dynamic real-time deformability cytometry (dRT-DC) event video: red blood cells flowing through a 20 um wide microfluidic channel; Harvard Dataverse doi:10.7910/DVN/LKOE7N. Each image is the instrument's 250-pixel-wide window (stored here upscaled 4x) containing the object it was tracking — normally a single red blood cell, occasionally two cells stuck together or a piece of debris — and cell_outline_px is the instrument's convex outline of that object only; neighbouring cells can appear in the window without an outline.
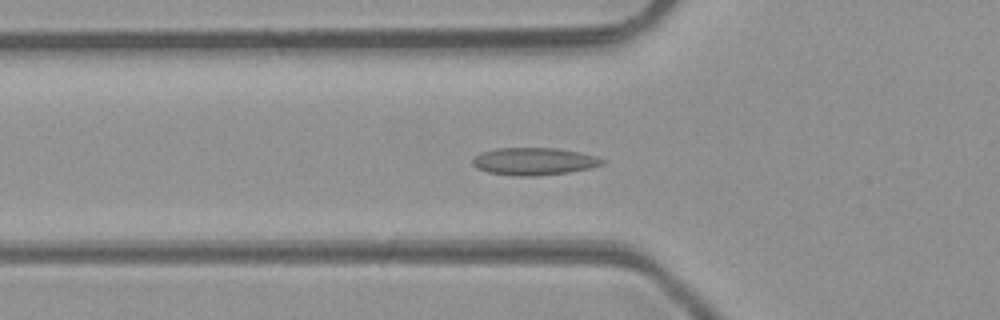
{"species": "common noctule bat (a hibernating species)", "species_latin": "Nyctalus noctula", "temperature_condition": "room temperature", "stored_images_in_passage": 47, "camera_frame_rate_fps": 3000, "um_per_image_px": 0.085, "animal": {"sex": "male", "body_mass_g": 23.1, "forearm_length_mm": 52.7}, "frame": {"image": 1, "passage_image": 15, "time_ms": 4.667, "image_size_px": [1000, 320], "cell_outline_px": [[604, 164], [592, 168], [568, 172], [536, 176], [520, 176], [488, 172], [476, 168], [472, 164], [472, 160], [480, 152], [496, 148], [556, 148], [580, 152], [596, 156], [604, 160]], "centroid_in_image_um": [45.39, 13.71], "position_along_channel_um": 80.4, "area_um2": 20.75}}
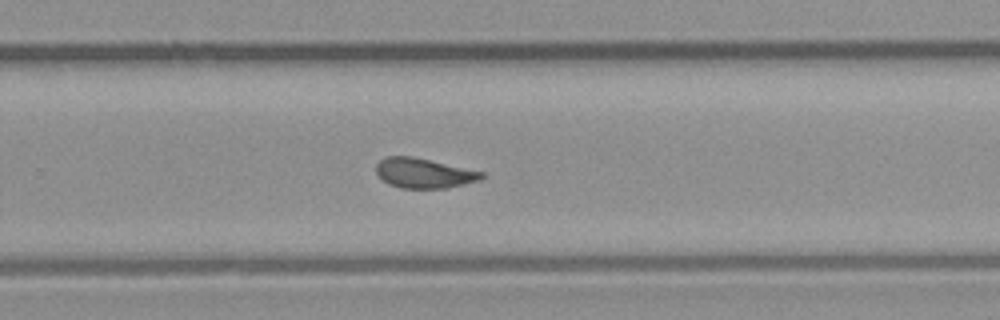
{"frame": {"image": 2, "passage_image": 30, "time_ms": 9.667, "image_size_px": [1000, 320], "cell_outline_px": [[484, 176], [480, 180], [444, 188], [400, 188], [388, 184], [376, 172], [376, 164], [380, 160], [388, 156], [412, 156], [484, 172]], "centroid_in_image_um": [36.01, 14.71], "position_along_channel_um": 293.8, "area_um2": 18.15}}
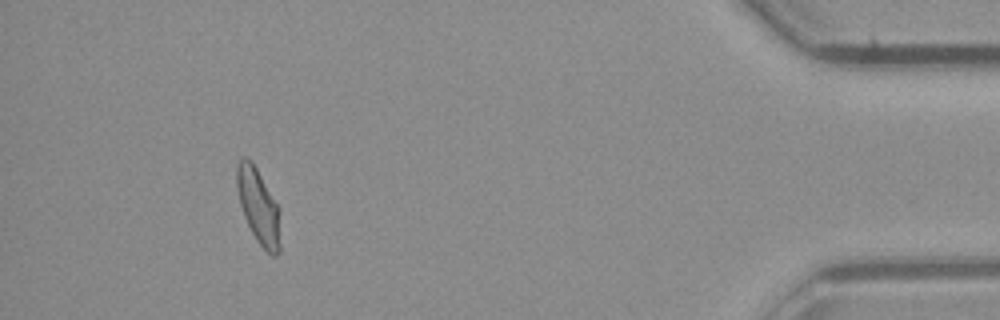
{"frame": {"image": 3, "passage_image": 43, "time_ms": 14.0, "image_size_px": [1000, 320], "cell_outline_px": [[280, 252], [276, 256], [272, 256], [256, 240], [244, 216], [240, 204], [236, 188], [236, 164], [244, 156], [252, 160], [280, 208]], "centroid_in_image_um": [21.98, 17.52], "position_along_channel_um": 413.2, "area_um2": 19.31}, "authors_computed_cell_mechanics": {"area_um2": 19.2474, "velocity_mm_per_s": 4.2601, "shape_relaxation_time_tau1_ms": null, "shape_relaxation_time_tau2_ms": 1.8181, "deformation_change_tau1": null, "deformation_change_tau2": 0.073}}